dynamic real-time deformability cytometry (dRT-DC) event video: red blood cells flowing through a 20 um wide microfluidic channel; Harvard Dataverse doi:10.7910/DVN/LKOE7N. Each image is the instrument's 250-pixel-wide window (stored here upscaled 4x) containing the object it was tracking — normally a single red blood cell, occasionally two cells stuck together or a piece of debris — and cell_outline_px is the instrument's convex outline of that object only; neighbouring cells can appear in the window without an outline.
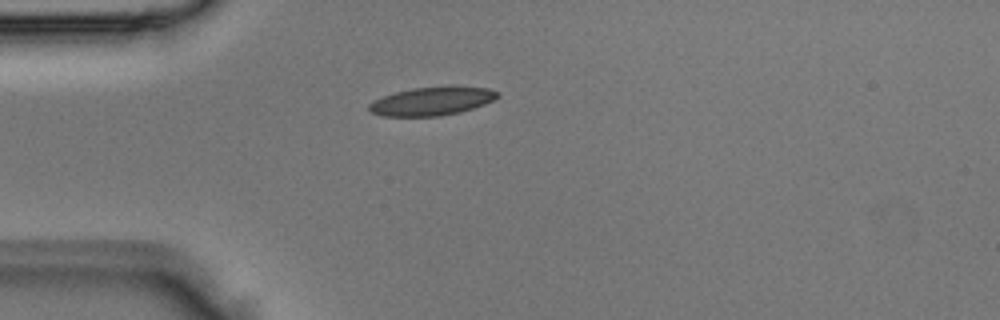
{"species": "Egyptian fruit bat (a non-hibernating species)", "species_latin": "Rousettus aegyptiacus", "temperature_condition": "room temperature", "stored_images_in_passage": 1, "camera_frame_rate_fps": 3000, "um_per_image_px": 0.085, "animal": {"sex": "male"}, "frame": {"image": 1, "passage_image": 1, "time_ms": 0.0, "image_size_px": [1000, 320], "cell_outline_px": [[500, 96], [484, 104], [460, 112], [440, 116], [384, 116], [372, 112], [368, 108], [368, 104], [384, 96], [396, 92], [412, 88], [452, 84], [488, 88], [500, 92]], "centroid_in_image_um": [36.78, 8.56], "position_along_channel_um": 48.2, "area_um2": 21.62}}